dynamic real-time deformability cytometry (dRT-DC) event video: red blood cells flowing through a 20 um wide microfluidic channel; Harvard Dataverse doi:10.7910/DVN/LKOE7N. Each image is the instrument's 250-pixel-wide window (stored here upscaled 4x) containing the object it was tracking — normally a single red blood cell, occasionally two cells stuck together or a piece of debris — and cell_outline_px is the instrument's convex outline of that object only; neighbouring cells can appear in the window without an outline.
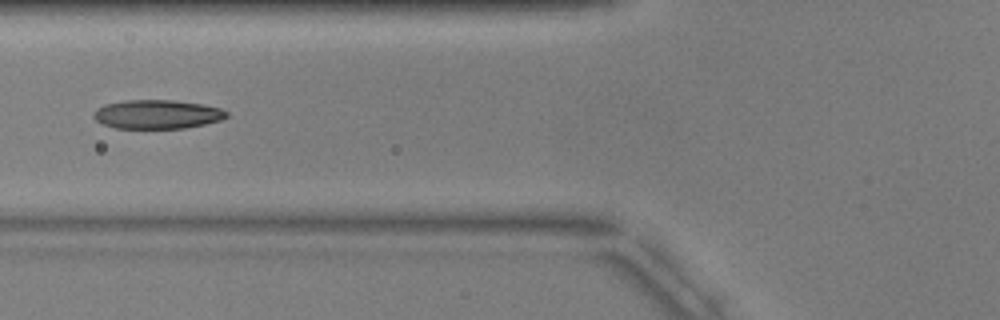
{"species": "common noctule bat (a hibernating species)", "species_latin": "Nyctalus noctula", "temperature_condition": "warm", "stored_images_in_passage": 8, "camera_frame_rate_fps": 3000, "um_per_image_px": 0.085, "animal": {"sex": "male", "body_mass_g": 17.9, "forearm_length_mm": 54.2}, "frame": {"image": 1, "passage_image": 5, "time_ms": 5.667, "image_size_px": [1000, 320], "cell_outline_px": [[228, 116], [220, 120], [204, 124], [184, 128], [116, 128], [104, 124], [96, 120], [92, 116], [96, 108], [104, 104], [124, 100], [172, 100], [204, 104], [220, 108], [228, 112]], "centroid_in_image_um": [13.35, 9.7], "position_along_channel_um": 112.5, "area_um2": 22.43}}